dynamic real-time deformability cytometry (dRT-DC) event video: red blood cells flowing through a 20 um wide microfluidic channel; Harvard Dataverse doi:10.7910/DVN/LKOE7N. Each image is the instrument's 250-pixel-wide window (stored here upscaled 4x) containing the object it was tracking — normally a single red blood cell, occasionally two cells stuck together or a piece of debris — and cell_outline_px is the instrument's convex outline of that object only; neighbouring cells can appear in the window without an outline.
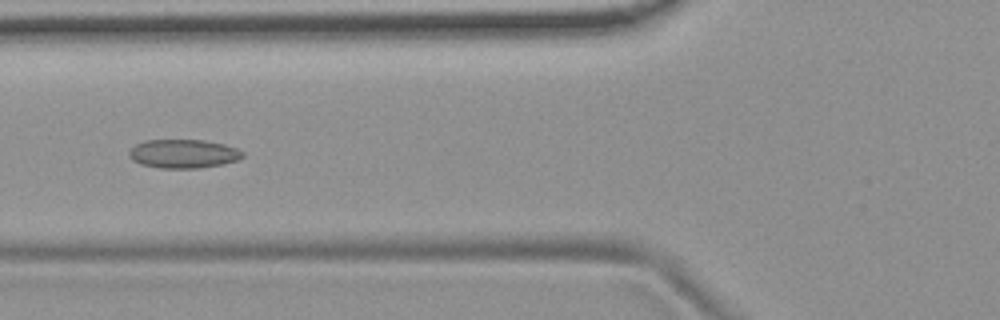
{"species": "common noctule bat (a hibernating species)", "species_latin": "Nyctalus noctula", "temperature_condition": "room temperature", "stored_images_in_passage": 30, "camera_frame_rate_fps": 3000, "um_per_image_px": 0.085, "animal": {"sex": "female", "body_mass_g": 19.9}, "frame": {"image": 1, "passage_image": 4, "time_ms": 1.0, "image_size_px": [1000, 320], "cell_outline_px": [[244, 156], [236, 160], [224, 164], [200, 168], [160, 168], [140, 164], [132, 160], [128, 156], [128, 152], [136, 144], [144, 140], [204, 140], [224, 144], [236, 148], [244, 152]], "centroid_in_image_um": [15.58, 13.07], "position_along_channel_um": 110.2, "area_um2": 19.13}}
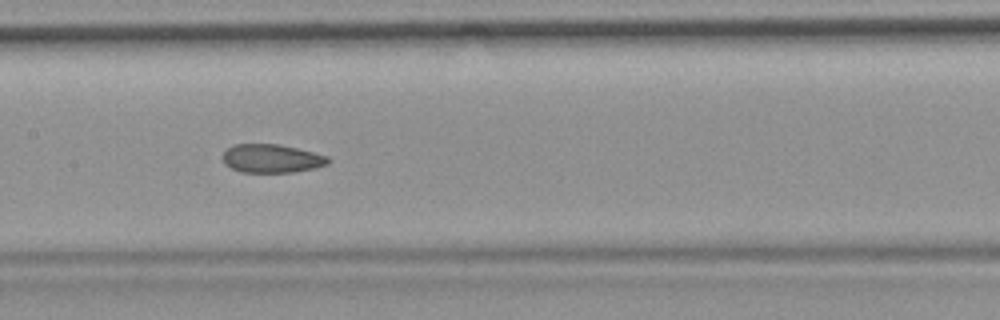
{"frame": {"image": 2, "passage_image": 10, "time_ms": 3.0, "image_size_px": [1000, 320], "cell_outline_px": [[332, 160], [328, 164], [316, 168], [292, 172], [240, 172], [224, 164], [220, 156], [228, 148], [236, 144], [276, 144], [296, 148], [328, 156]], "centroid_in_image_um": [23.08, 13.48], "position_along_channel_um": 184.3, "area_um2": 17.57}}
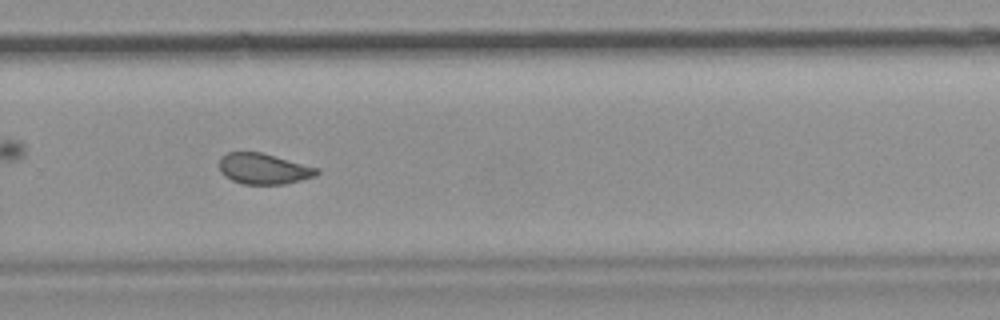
{"frame": {"image": 3, "passage_image": 20, "time_ms": 6.333, "image_size_px": [1000, 320], "cell_outline_px": [[320, 172], [316, 176], [288, 184], [244, 184], [232, 180], [224, 176], [220, 172], [220, 156], [228, 152], [260, 152], [320, 168]], "centroid_in_image_um": [22.43, 14.35], "position_along_channel_um": 307.4, "area_um2": 17.63}}